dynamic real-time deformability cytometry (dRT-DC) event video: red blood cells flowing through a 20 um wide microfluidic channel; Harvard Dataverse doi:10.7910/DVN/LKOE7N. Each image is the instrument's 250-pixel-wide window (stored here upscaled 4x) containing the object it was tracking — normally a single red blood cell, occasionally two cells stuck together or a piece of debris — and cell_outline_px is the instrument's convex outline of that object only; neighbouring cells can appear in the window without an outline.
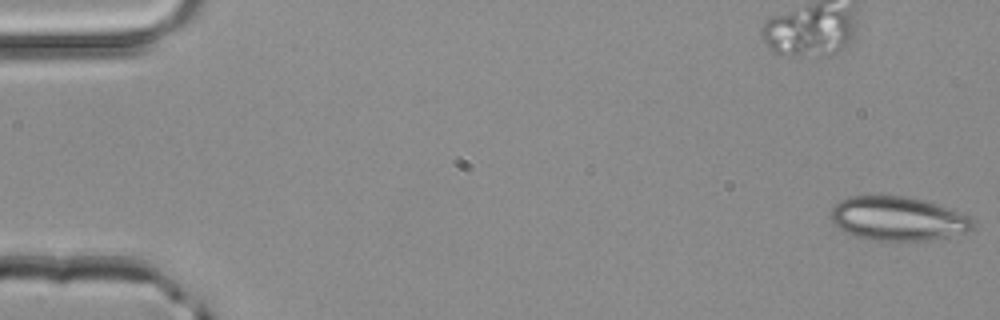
{"species": "common noctule bat (a hibernating species)", "species_latin": "Nyctalus noctula", "temperature_condition": "room temperature", "stored_images_in_passage": 51, "camera_frame_rate_fps": 3000, "um_per_image_px": 0.085, "animal": {"sex": "male", "body_mass_g": 20.4}, "frame": {"image": 1, "passage_image": 1, "time_ms": 0.0, "image_size_px": [1000, 320], "cell_outline_px": [[976, 224], [972, 228], [964, 232], [928, 240], [900, 244], [872, 240], [856, 236], [840, 228], [832, 220], [832, 208], [840, 200], [848, 196], [904, 196], [924, 200], [940, 204], [968, 216]], "centroid_in_image_um": [76.33, 18.61], "position_along_channel_um": 8.7, "area_um2": 36.7}}
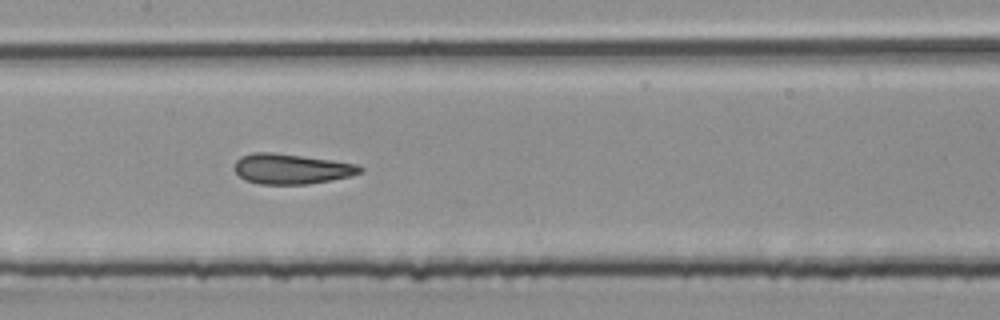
{"frame": {"image": 2, "passage_image": 25, "time_ms": 8.0, "image_size_px": [1000, 320], "cell_outline_px": [[364, 168], [360, 172], [352, 176], [308, 184], [260, 184], [244, 180], [236, 172], [236, 160], [240, 156], [252, 152], [272, 152], [332, 160], [360, 164]], "centroid_in_image_um": [24.79, 14.35], "position_along_channel_um": 182.6, "area_um2": 22.14}}
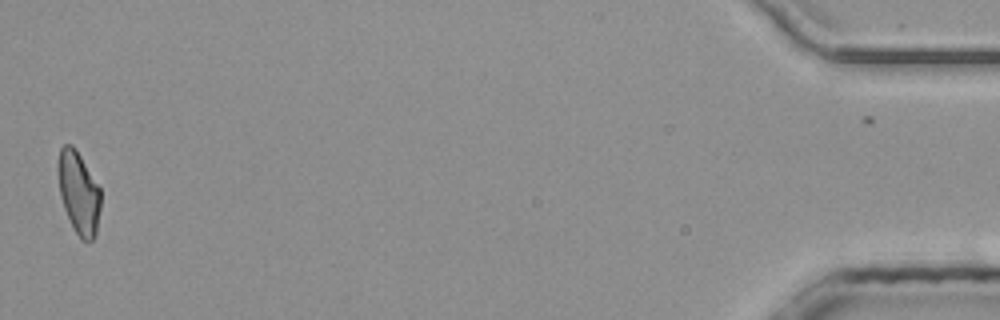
{"frame": {"image": 3, "passage_image": 50, "time_ms": 16.333, "image_size_px": [1000, 320], "cell_outline_px": [[100, 208], [96, 236], [88, 244], [80, 240], [64, 208], [60, 196], [56, 168], [56, 164], [60, 148], [64, 144], [72, 144], [76, 148], [100, 188]], "centroid_in_image_um": [6.67, 16.37], "position_along_channel_um": 428.5, "area_um2": 20.87}, "authors_computed_cell_mechanics": {"area_um2": 22.4842, "velocity_mm_per_s": 4.1414, "shape_relaxation_time_tau1_ms": null, "shape_relaxation_time_tau2_ms": 1.1715, "deformation_change_tau1": null, "deformation_change_tau2": 0.0908}}